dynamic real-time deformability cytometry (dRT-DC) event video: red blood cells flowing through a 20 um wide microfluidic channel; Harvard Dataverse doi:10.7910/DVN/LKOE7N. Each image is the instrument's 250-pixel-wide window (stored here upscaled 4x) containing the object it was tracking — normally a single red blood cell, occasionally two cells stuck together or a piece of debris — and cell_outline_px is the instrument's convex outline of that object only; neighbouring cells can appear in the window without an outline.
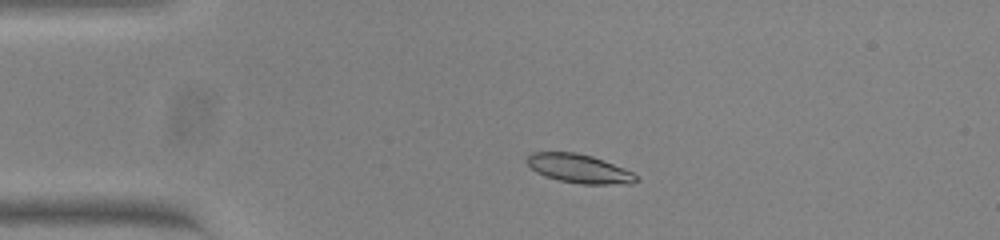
{"species": "common noctule bat (a hibernating species)", "species_latin": "Nyctalus noctula", "temperature_condition": "warm", "stored_images_in_passage": 49, "camera_frame_rate_fps": 3000, "um_per_image_px": 0.085, "animal": {"sex": "female", "body_mass_g": 23.0, "forearm_length_mm": 53.4}, "frame": {"image": 1, "passage_image": 7, "time_ms": 2.0, "image_size_px": [1000, 240], "cell_outline_px": [[640, 180], [632, 184], [580, 184], [560, 180], [544, 176], [536, 172], [524, 160], [532, 152], [576, 152], [592, 156], [604, 160], [624, 168], [632, 172]], "centroid_in_image_um": [49.23, 14.33], "position_along_channel_um": 35.8, "area_um2": 18.44}}
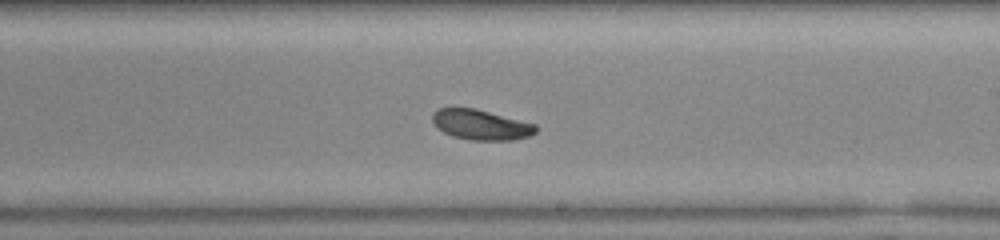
{"frame": {"image": 2, "passage_image": 27, "time_ms": 8.667, "image_size_px": [1000, 240], "cell_outline_px": [[536, 132], [528, 136], [516, 140], [472, 140], [452, 136], [444, 132], [432, 120], [432, 112], [436, 108], [452, 104], [476, 108], [536, 124]], "centroid_in_image_um": [40.81, 10.55], "position_along_channel_um": 248.2, "area_um2": 18.73}}
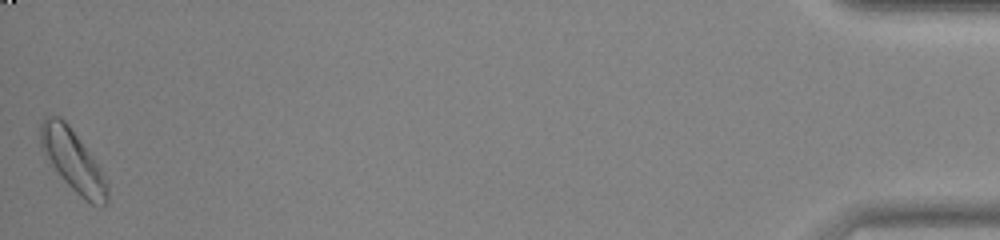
{"frame": {"image": 3, "passage_image": 49, "time_ms": 16.0, "image_size_px": [1000, 240], "cell_outline_px": [[108, 200], [100, 208], [84, 200], [64, 180], [40, 148], [40, 124], [48, 116], [60, 116], [68, 124], [100, 168], [108, 184]], "centroid_in_image_um": [6.21, 13.67], "position_along_channel_um": 429.0, "area_um2": 23.41}, "authors_computed_cell_mechanics": {"area_um2": 18.7272, "velocity_mm_per_s": 3.7846, "shape_relaxation_time_tau1_ms": 4.2481, "shape_relaxation_time_tau2_ms": null, "deformation_change_tau1": 0.1194, "deformation_change_tau2": null}}